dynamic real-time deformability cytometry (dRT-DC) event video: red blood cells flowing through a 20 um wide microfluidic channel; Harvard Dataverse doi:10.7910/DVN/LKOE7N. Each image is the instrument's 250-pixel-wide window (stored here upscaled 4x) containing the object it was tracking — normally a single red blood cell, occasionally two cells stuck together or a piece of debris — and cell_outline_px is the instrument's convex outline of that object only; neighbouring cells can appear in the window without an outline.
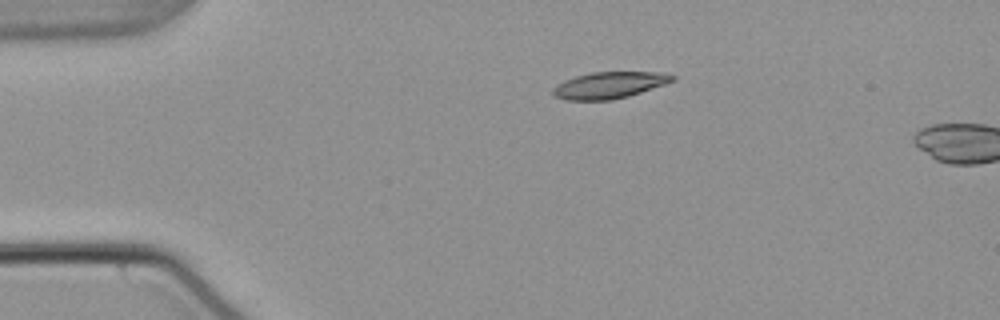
{"species": "common noctule bat (a hibernating species)", "species_latin": "Nyctalus noctula", "temperature_condition": "warm", "stored_images_in_passage": 3, "camera_frame_rate_fps": 3000, "um_per_image_px": 0.085, "animal": {"sex": "male", "body_mass_g": 21.5, "forearm_length_mm": 52.0}, "frame": {"image": 1, "passage_image": 1, "time_ms": 0.0, "image_size_px": [1000, 320], "cell_outline_px": [[676, 80], [628, 96], [612, 100], [564, 100], [552, 96], [552, 88], [556, 84], [564, 80], [576, 76], [592, 72], [656, 72], [676, 76]], "centroid_in_image_um": [51.72, 7.24], "position_along_channel_um": 33.3, "area_um2": 18.5}}